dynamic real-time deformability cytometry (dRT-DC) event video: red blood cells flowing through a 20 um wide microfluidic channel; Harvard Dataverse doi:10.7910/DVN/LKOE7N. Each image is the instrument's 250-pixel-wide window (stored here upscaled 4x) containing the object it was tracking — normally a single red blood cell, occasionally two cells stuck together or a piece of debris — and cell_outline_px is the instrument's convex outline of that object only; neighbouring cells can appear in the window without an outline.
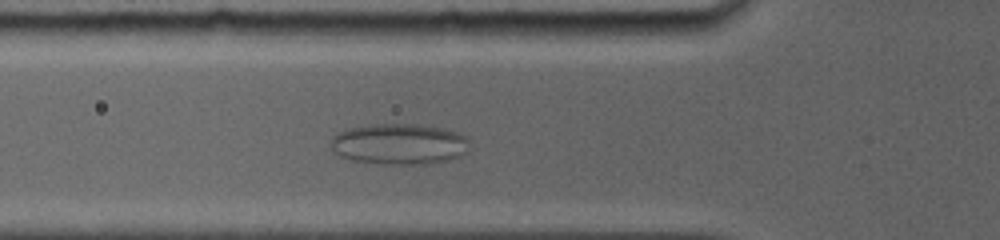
{"species": "common noctule bat (a hibernating species)", "species_latin": "Nyctalus noctula", "temperature_condition": "room temperature", "stored_images_in_passage": 10, "camera_frame_rate_fps": 5000, "um_per_image_px": 0.085, "animal": {"sex": "female", "body_mass_g": 19.0, "forearm_length_mm": 56.7}, "frame": {"image": 1, "passage_image": 10, "time_ms": 3.8, "image_size_px": [1000, 240], "cell_outline_px": [[468, 152], [460, 156], [448, 160], [424, 164], [380, 164], [352, 160], [340, 156], [332, 148], [332, 136], [348, 128], [376, 124], [416, 124], [440, 128], [456, 132], [468, 136]], "centroid_in_image_um": [33.96, 12.25], "position_along_channel_um": 91.8, "area_um2": 33.0}}